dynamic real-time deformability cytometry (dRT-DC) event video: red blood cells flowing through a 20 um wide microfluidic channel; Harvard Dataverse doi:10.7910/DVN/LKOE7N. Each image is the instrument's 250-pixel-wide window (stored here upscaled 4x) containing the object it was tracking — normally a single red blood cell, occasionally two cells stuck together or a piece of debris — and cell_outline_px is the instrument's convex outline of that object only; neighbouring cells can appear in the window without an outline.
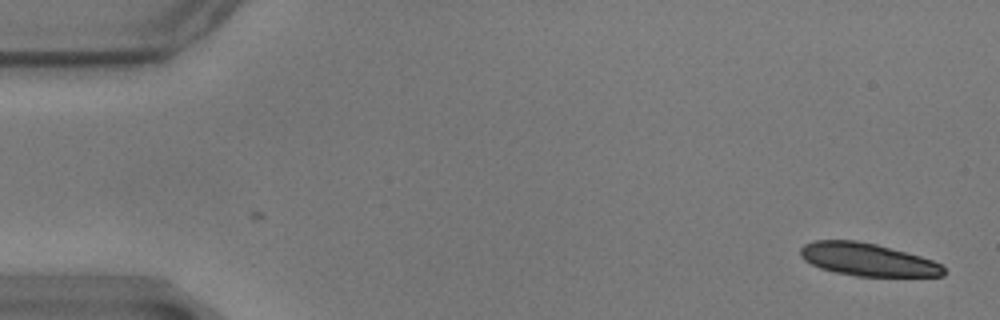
{"species": "common noctule bat (a hibernating species)", "species_latin": "Nyctalus noctula", "temperature_condition": "warm", "stored_images_in_passage": 57, "camera_frame_rate_fps": 3000, "um_per_image_px": 0.085, "animal": {"sex": "male", "body_mass_g": 17.9}, "frame": {"image": 1, "passage_image": 1, "time_ms": 0.0, "image_size_px": [1000, 320], "cell_outline_px": [[944, 276], [856, 276], [836, 272], [820, 268], [804, 260], [800, 256], [800, 248], [804, 244], [816, 240], [856, 240], [876, 244], [920, 256], [932, 260], [940, 264], [944, 268]], "centroid_in_image_um": [73.71, 22.06], "position_along_channel_um": 11.3, "area_um2": 27.17}}
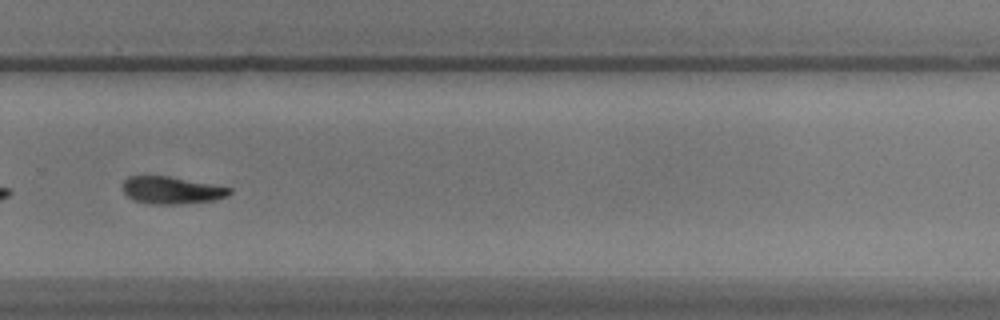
{"frame": {"image": 2, "passage_image": 39, "time_ms": 12.667, "image_size_px": [1000, 320], "cell_outline_px": [[232, 192], [228, 196], [212, 200], [180, 204], [148, 204], [136, 200], [128, 196], [120, 188], [124, 180], [128, 176], [168, 176], [232, 188]], "centroid_in_image_um": [14.55, 16.17], "position_along_channel_um": 315.2, "area_um2": 16.94}}
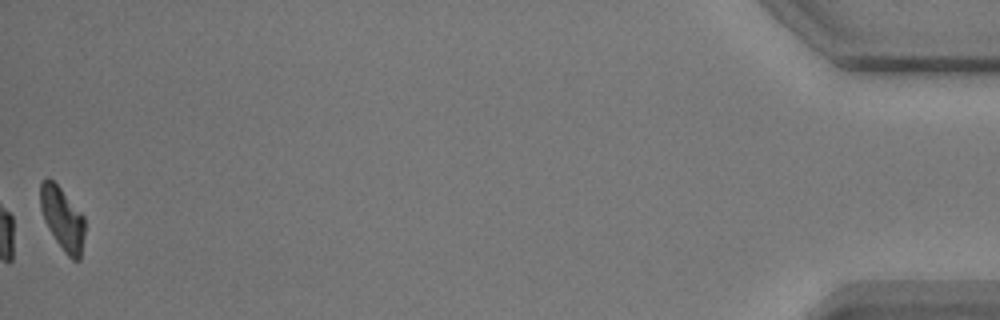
{"frame": {"image": 3, "passage_image": 57, "time_ms": 18.667, "image_size_px": [1000, 320], "cell_outline_px": [[84, 236], [80, 260], [72, 260], [64, 252], [48, 228], [44, 220], [40, 208], [40, 184], [48, 176], [60, 188], [84, 216]], "centroid_in_image_um": [5.3, 18.59], "position_along_channel_um": 429.9, "area_um2": 16.18}, "authors_computed_cell_mechanics": {"area_um2": 18.2648, "velocity_mm_per_s": 3.4778, "shape_relaxation_time_tau1_ms": 2.3762, "shape_relaxation_time_tau2_ms": 7.1839, "deformation_change_tau1": 0.1521, "deformation_change_tau2": 0.1419}}